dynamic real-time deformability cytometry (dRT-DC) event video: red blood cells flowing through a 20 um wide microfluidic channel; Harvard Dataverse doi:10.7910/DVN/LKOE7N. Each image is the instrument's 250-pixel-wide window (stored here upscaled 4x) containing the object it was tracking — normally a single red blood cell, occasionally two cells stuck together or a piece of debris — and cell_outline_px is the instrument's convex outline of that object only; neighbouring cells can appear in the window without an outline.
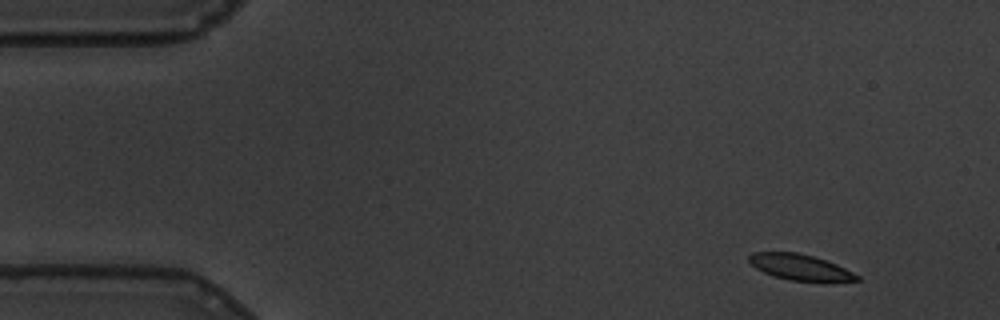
{"species": "common noctule bat (a hibernating species)", "species_latin": "Nyctalus noctula", "temperature_condition": "warm", "stored_images_in_passage": 55, "camera_frame_rate_fps": 3000, "um_per_image_px": 0.085, "animal": {"sex": "male", "body_mass_g": 19.5, "forearm_length_mm": 54.6}, "frame": {"image": 1, "passage_image": 1, "time_ms": 0.0, "image_size_px": [1000, 320], "cell_outline_px": [[860, 280], [788, 280], [764, 272], [756, 268], [748, 260], [748, 256], [752, 252], [796, 252], [812, 256], [836, 264], [860, 276]], "centroid_in_image_um": [67.94, 22.68], "position_along_channel_um": 17.1, "area_um2": 15.66}}
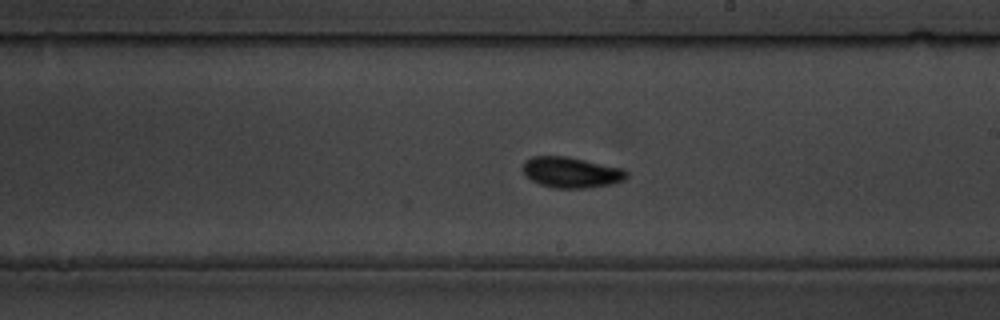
{"frame": {"image": 2, "passage_image": 29, "time_ms": 9.333, "image_size_px": [1000, 320], "cell_outline_px": [[628, 176], [624, 180], [612, 184], [588, 188], [552, 188], [540, 184], [524, 176], [524, 160], [532, 156], [568, 156], [624, 168], [628, 172]], "centroid_in_image_um": [48.58, 14.65], "position_along_channel_um": 240.4, "area_um2": 18.84}}
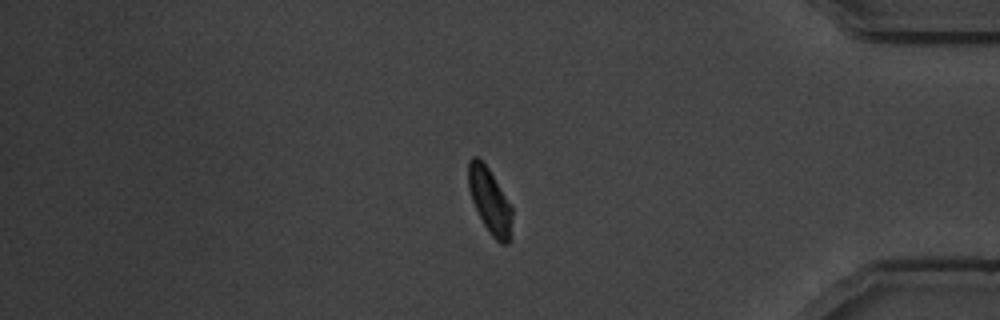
{"frame": {"image": 3, "passage_image": 45, "time_ms": 14.667, "image_size_px": [1000, 320], "cell_outline_px": [[512, 216], [508, 244], [500, 244], [492, 236], [484, 224], [472, 200], [468, 188], [468, 160], [472, 156], [476, 156], [488, 168], [512, 208]], "centroid_in_image_um": [41.61, 17.06], "position_along_channel_um": 393.6, "area_um2": 16.18}, "authors_computed_cell_mechanics": {"area_um2": 17.5134, "velocity_mm_per_s": 3.4133, "shape_relaxation_time_tau1_ms": 3.7807, "shape_relaxation_time_tau2_ms": 3.903, "deformation_change_tau1": 0.1464, "deformation_change_tau2": 0.0457}}